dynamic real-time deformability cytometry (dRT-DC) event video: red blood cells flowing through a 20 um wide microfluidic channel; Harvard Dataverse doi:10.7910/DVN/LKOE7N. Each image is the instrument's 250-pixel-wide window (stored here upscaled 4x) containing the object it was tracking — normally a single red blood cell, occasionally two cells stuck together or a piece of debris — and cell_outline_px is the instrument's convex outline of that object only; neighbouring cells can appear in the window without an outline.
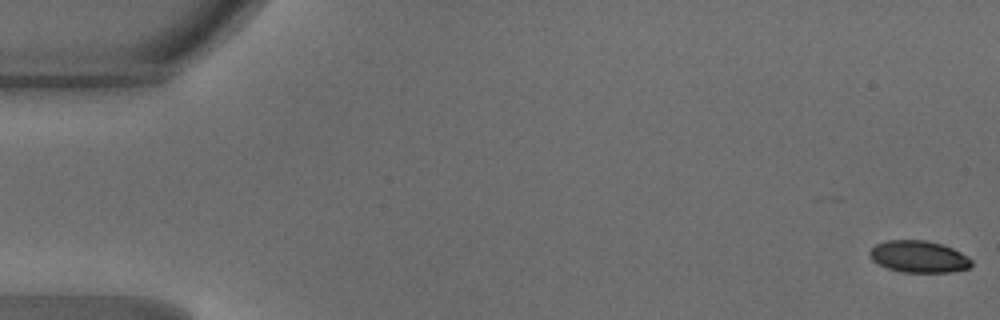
{"species": "common noctule bat (a hibernating species)", "species_latin": "Nyctalus noctula", "temperature_condition": "warm", "stored_images_in_passage": 29, "camera_frame_rate_fps": 3000, "um_per_image_px": 0.085, "animal": {"sex": "male", "body_mass_g": 18.8}, "frame": {"image": 1, "passage_image": 1, "time_ms": 0.0, "image_size_px": [1000, 320], "cell_outline_px": [[972, 264], [968, 268], [952, 272], [900, 272], [888, 268], [872, 260], [868, 252], [876, 244], [888, 240], [924, 240], [940, 244], [952, 248], [968, 256], [972, 260]], "centroid_in_image_um": [78.1, 21.82], "position_along_channel_um": 6.9, "area_um2": 18.79}}
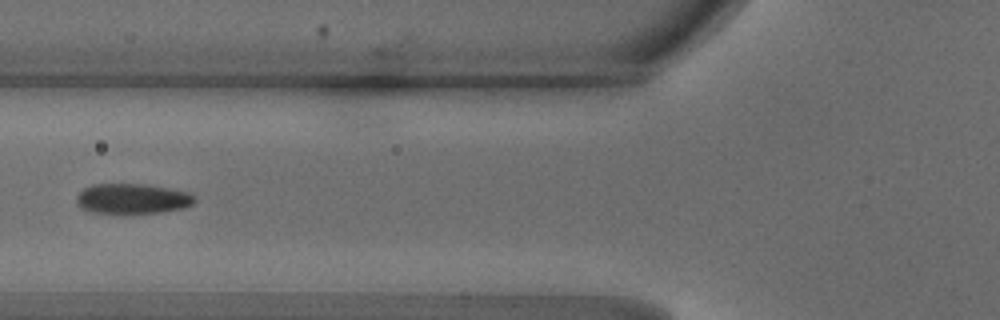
{"frame": {"image": 2, "passage_image": 19, "time_ms": 6.0, "image_size_px": [1000, 320], "cell_outline_px": [[196, 200], [192, 204], [184, 208], [164, 212], [92, 212], [84, 208], [76, 200], [76, 196], [84, 188], [92, 184], [148, 184], [188, 192], [196, 196]], "centroid_in_image_um": [11.31, 16.86], "position_along_channel_um": 114.5, "area_um2": 20.46}}
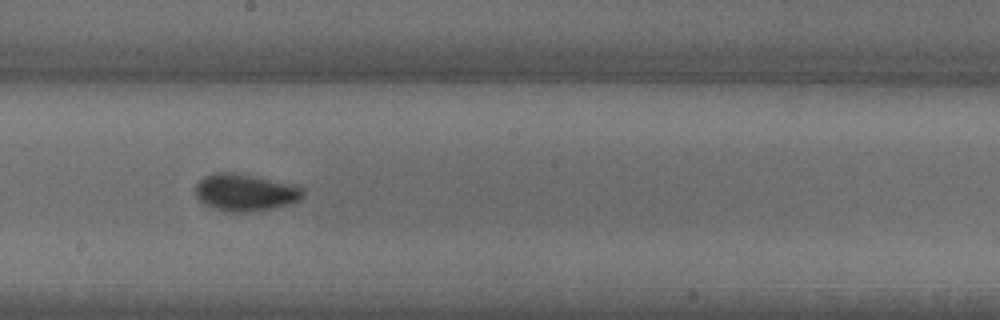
{"frame": {"image": 3, "passage_image": 27, "time_ms": 8.667, "image_size_px": [1000, 320], "cell_outline_px": [[304, 196], [300, 200], [288, 204], [248, 212], [228, 212], [204, 204], [196, 196], [196, 184], [204, 176], [216, 172], [236, 172], [300, 184], [304, 188]], "centroid_in_image_um": [20.9, 16.32], "position_along_channel_um": 227.3, "area_um2": 23.58}}